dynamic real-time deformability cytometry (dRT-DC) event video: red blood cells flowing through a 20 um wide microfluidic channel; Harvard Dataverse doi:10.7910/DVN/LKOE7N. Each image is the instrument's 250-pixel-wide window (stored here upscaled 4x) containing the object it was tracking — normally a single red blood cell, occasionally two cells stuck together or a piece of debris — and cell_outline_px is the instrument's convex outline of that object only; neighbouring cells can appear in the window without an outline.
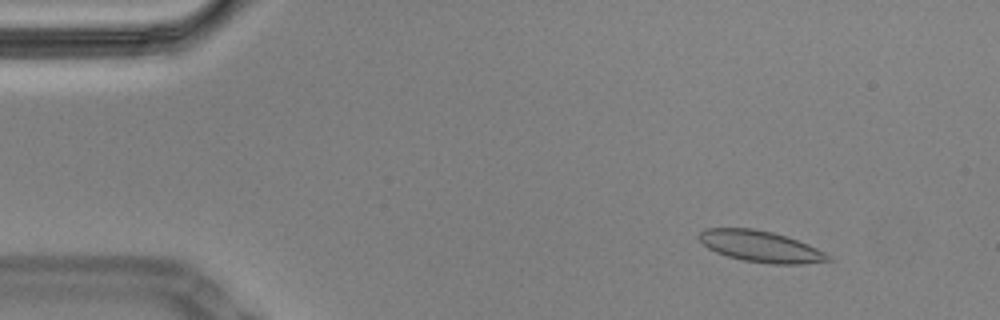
{"species": "Egyptian fruit bat (a non-hibernating species)", "species_latin": "Rousettus aegyptiacus", "temperature_condition": "cold", "stored_images_in_passage": 52, "camera_frame_rate_fps": 3000, "um_per_image_px": 0.085, "animal": {"sex": "male"}, "frame": {"image": 1, "passage_image": 1, "time_ms": 0.0, "image_size_px": [1000, 320], "cell_outline_px": [[832, 260], [800, 264], [772, 264], [744, 260], [728, 256], [716, 252], [708, 248], [696, 236], [704, 228], [752, 228], [772, 232], [808, 244], [832, 256]], "centroid_in_image_um": [64.63, 20.94], "position_along_channel_um": 20.4, "area_um2": 23.29}}
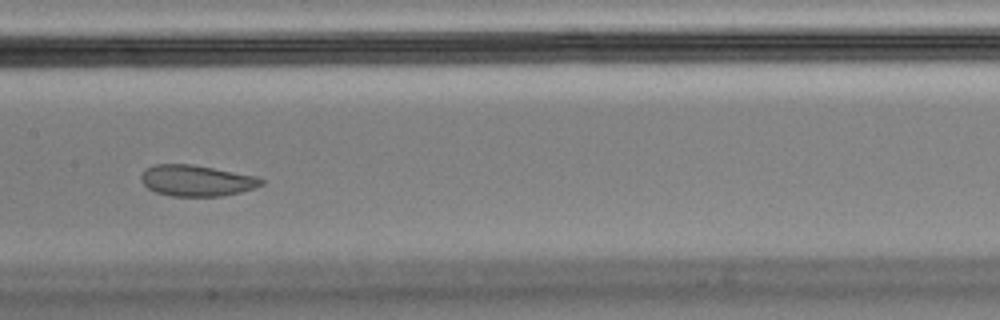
{"frame": {"image": 2, "passage_image": 23, "time_ms": 7.333, "image_size_px": [1000, 320], "cell_outline_px": [[264, 184], [240, 192], [220, 196], [172, 196], [156, 192], [148, 188], [140, 180], [140, 176], [148, 168], [156, 164], [192, 164], [256, 176], [264, 180]], "centroid_in_image_um": [16.7, 15.35], "position_along_channel_um": 190.7, "area_um2": 21.56}}
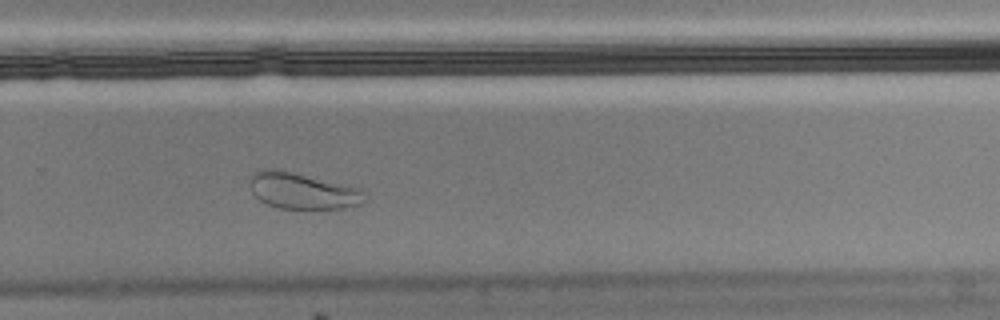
{"frame": {"image": 3, "passage_image": 33, "time_ms": 10.667, "image_size_px": [1000, 320], "cell_outline_px": [[364, 200], [360, 204], [344, 208], [304, 212], [280, 208], [268, 204], [260, 200], [252, 192], [252, 176], [256, 172], [264, 168], [272, 168], [292, 172], [364, 188]], "centroid_in_image_um": [25.79, 16.27], "position_along_channel_um": 304.0, "area_um2": 24.85}}